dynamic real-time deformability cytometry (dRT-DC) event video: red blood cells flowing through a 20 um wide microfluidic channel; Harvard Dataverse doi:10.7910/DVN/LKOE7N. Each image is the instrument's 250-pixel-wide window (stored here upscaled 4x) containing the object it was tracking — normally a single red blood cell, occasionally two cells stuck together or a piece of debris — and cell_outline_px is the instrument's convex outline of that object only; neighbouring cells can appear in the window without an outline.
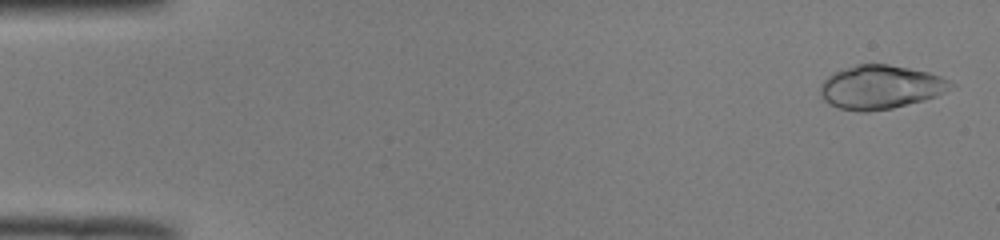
{"species": "common noctule bat (a hibernating species)", "species_latin": "Nyctalus noctula", "temperature_condition": "room temperature", "stored_images_in_passage": 6, "camera_frame_rate_fps": 3000, "um_per_image_px": 0.085, "animal": {"sex": "male", "body_mass_g": 19.0, "forearm_length_mm": 50.8}, "frame": {"image": 1, "passage_image": 2, "time_ms": 0.333, "image_size_px": [1000, 240], "cell_outline_px": [[956, 84], [936, 96], [924, 100], [892, 108], [868, 112], [860, 112], [840, 108], [828, 104], [820, 96], [820, 84], [828, 76], [836, 72], [860, 64], [888, 64], [928, 72], [940, 76]], "centroid_in_image_um": [74.82, 7.42], "position_along_channel_um": 10.2, "area_um2": 33.0}}